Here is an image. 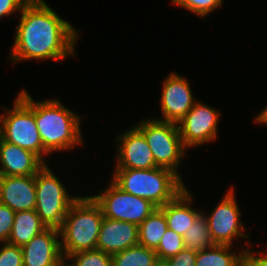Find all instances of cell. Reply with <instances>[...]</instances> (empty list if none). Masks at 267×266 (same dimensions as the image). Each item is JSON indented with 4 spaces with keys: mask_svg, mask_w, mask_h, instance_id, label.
<instances>
[{
    "mask_svg": "<svg viewBox=\"0 0 267 266\" xmlns=\"http://www.w3.org/2000/svg\"><path fill=\"white\" fill-rule=\"evenodd\" d=\"M77 33L44 0H30L21 10L11 60L67 58L74 54Z\"/></svg>",
    "mask_w": 267,
    "mask_h": 266,
    "instance_id": "obj_1",
    "label": "cell"
},
{
    "mask_svg": "<svg viewBox=\"0 0 267 266\" xmlns=\"http://www.w3.org/2000/svg\"><path fill=\"white\" fill-rule=\"evenodd\" d=\"M103 219L102 208L92 196L79 197L70 206L59 229L63 258L95 250Z\"/></svg>",
    "mask_w": 267,
    "mask_h": 266,
    "instance_id": "obj_2",
    "label": "cell"
},
{
    "mask_svg": "<svg viewBox=\"0 0 267 266\" xmlns=\"http://www.w3.org/2000/svg\"><path fill=\"white\" fill-rule=\"evenodd\" d=\"M176 173L162 167L116 169L112 181L123 191L151 201L157 207L172 201L185 185Z\"/></svg>",
    "mask_w": 267,
    "mask_h": 266,
    "instance_id": "obj_3",
    "label": "cell"
},
{
    "mask_svg": "<svg viewBox=\"0 0 267 266\" xmlns=\"http://www.w3.org/2000/svg\"><path fill=\"white\" fill-rule=\"evenodd\" d=\"M80 119L58 100L35 102L37 129L48 153L81 144Z\"/></svg>",
    "mask_w": 267,
    "mask_h": 266,
    "instance_id": "obj_4",
    "label": "cell"
},
{
    "mask_svg": "<svg viewBox=\"0 0 267 266\" xmlns=\"http://www.w3.org/2000/svg\"><path fill=\"white\" fill-rule=\"evenodd\" d=\"M7 116H0V136L4 141L35 153L43 159L49 153L44 149L35 120V102L28 92L22 90L14 107L6 109Z\"/></svg>",
    "mask_w": 267,
    "mask_h": 266,
    "instance_id": "obj_5",
    "label": "cell"
},
{
    "mask_svg": "<svg viewBox=\"0 0 267 266\" xmlns=\"http://www.w3.org/2000/svg\"><path fill=\"white\" fill-rule=\"evenodd\" d=\"M35 211L47 228L60 229L70 206L79 198L70 197L65 187L45 164L35 175Z\"/></svg>",
    "mask_w": 267,
    "mask_h": 266,
    "instance_id": "obj_6",
    "label": "cell"
},
{
    "mask_svg": "<svg viewBox=\"0 0 267 266\" xmlns=\"http://www.w3.org/2000/svg\"><path fill=\"white\" fill-rule=\"evenodd\" d=\"M136 127L145 136L156 165L172 170L180 177L177 168L186 149L183 146L178 125L154 118L141 121Z\"/></svg>",
    "mask_w": 267,
    "mask_h": 266,
    "instance_id": "obj_7",
    "label": "cell"
},
{
    "mask_svg": "<svg viewBox=\"0 0 267 266\" xmlns=\"http://www.w3.org/2000/svg\"><path fill=\"white\" fill-rule=\"evenodd\" d=\"M101 194L92 196L101 206L105 218L139 226L158 207L151 201L123 191L113 181Z\"/></svg>",
    "mask_w": 267,
    "mask_h": 266,
    "instance_id": "obj_8",
    "label": "cell"
},
{
    "mask_svg": "<svg viewBox=\"0 0 267 266\" xmlns=\"http://www.w3.org/2000/svg\"><path fill=\"white\" fill-rule=\"evenodd\" d=\"M219 114L214 108L196 101L177 124L183 146L187 149L216 139Z\"/></svg>",
    "mask_w": 267,
    "mask_h": 266,
    "instance_id": "obj_9",
    "label": "cell"
},
{
    "mask_svg": "<svg viewBox=\"0 0 267 266\" xmlns=\"http://www.w3.org/2000/svg\"><path fill=\"white\" fill-rule=\"evenodd\" d=\"M233 192V188H231L208 217L204 214L215 245L231 246L232 240L236 236L247 238L241 233V230L245 229L242 222L239 221L241 212Z\"/></svg>",
    "mask_w": 267,
    "mask_h": 266,
    "instance_id": "obj_10",
    "label": "cell"
},
{
    "mask_svg": "<svg viewBox=\"0 0 267 266\" xmlns=\"http://www.w3.org/2000/svg\"><path fill=\"white\" fill-rule=\"evenodd\" d=\"M186 78L175 73L164 81L161 95L162 121L178 124L194 106L193 94Z\"/></svg>",
    "mask_w": 267,
    "mask_h": 266,
    "instance_id": "obj_11",
    "label": "cell"
},
{
    "mask_svg": "<svg viewBox=\"0 0 267 266\" xmlns=\"http://www.w3.org/2000/svg\"><path fill=\"white\" fill-rule=\"evenodd\" d=\"M60 231L46 228L30 242L23 245V266H60L64 261L61 251Z\"/></svg>",
    "mask_w": 267,
    "mask_h": 266,
    "instance_id": "obj_12",
    "label": "cell"
},
{
    "mask_svg": "<svg viewBox=\"0 0 267 266\" xmlns=\"http://www.w3.org/2000/svg\"><path fill=\"white\" fill-rule=\"evenodd\" d=\"M120 140L116 169H151L158 167L143 133L135 126L126 131Z\"/></svg>",
    "mask_w": 267,
    "mask_h": 266,
    "instance_id": "obj_13",
    "label": "cell"
},
{
    "mask_svg": "<svg viewBox=\"0 0 267 266\" xmlns=\"http://www.w3.org/2000/svg\"><path fill=\"white\" fill-rule=\"evenodd\" d=\"M138 244L139 232L136 224L104 217L98 235L97 250L112 256Z\"/></svg>",
    "mask_w": 267,
    "mask_h": 266,
    "instance_id": "obj_14",
    "label": "cell"
},
{
    "mask_svg": "<svg viewBox=\"0 0 267 266\" xmlns=\"http://www.w3.org/2000/svg\"><path fill=\"white\" fill-rule=\"evenodd\" d=\"M36 182L32 176H0V203L14 212L35 210Z\"/></svg>",
    "mask_w": 267,
    "mask_h": 266,
    "instance_id": "obj_15",
    "label": "cell"
},
{
    "mask_svg": "<svg viewBox=\"0 0 267 266\" xmlns=\"http://www.w3.org/2000/svg\"><path fill=\"white\" fill-rule=\"evenodd\" d=\"M0 176H32L45 165L33 152L4 141L0 136Z\"/></svg>",
    "mask_w": 267,
    "mask_h": 266,
    "instance_id": "obj_16",
    "label": "cell"
},
{
    "mask_svg": "<svg viewBox=\"0 0 267 266\" xmlns=\"http://www.w3.org/2000/svg\"><path fill=\"white\" fill-rule=\"evenodd\" d=\"M191 199H193L192 195L185 188L172 201L159 207L166 217L168 229L182 237L201 214L189 207Z\"/></svg>",
    "mask_w": 267,
    "mask_h": 266,
    "instance_id": "obj_17",
    "label": "cell"
},
{
    "mask_svg": "<svg viewBox=\"0 0 267 266\" xmlns=\"http://www.w3.org/2000/svg\"><path fill=\"white\" fill-rule=\"evenodd\" d=\"M46 228L35 210L17 211L8 243L22 247Z\"/></svg>",
    "mask_w": 267,
    "mask_h": 266,
    "instance_id": "obj_18",
    "label": "cell"
},
{
    "mask_svg": "<svg viewBox=\"0 0 267 266\" xmlns=\"http://www.w3.org/2000/svg\"><path fill=\"white\" fill-rule=\"evenodd\" d=\"M168 229L163 211L158 207L139 226V245L156 249Z\"/></svg>",
    "mask_w": 267,
    "mask_h": 266,
    "instance_id": "obj_19",
    "label": "cell"
},
{
    "mask_svg": "<svg viewBox=\"0 0 267 266\" xmlns=\"http://www.w3.org/2000/svg\"><path fill=\"white\" fill-rule=\"evenodd\" d=\"M183 240L185 249L196 253L215 245L204 213L196 218L193 225L183 235Z\"/></svg>",
    "mask_w": 267,
    "mask_h": 266,
    "instance_id": "obj_20",
    "label": "cell"
},
{
    "mask_svg": "<svg viewBox=\"0 0 267 266\" xmlns=\"http://www.w3.org/2000/svg\"><path fill=\"white\" fill-rule=\"evenodd\" d=\"M158 261L154 249L139 244L112 255V266H154Z\"/></svg>",
    "mask_w": 267,
    "mask_h": 266,
    "instance_id": "obj_21",
    "label": "cell"
},
{
    "mask_svg": "<svg viewBox=\"0 0 267 266\" xmlns=\"http://www.w3.org/2000/svg\"><path fill=\"white\" fill-rule=\"evenodd\" d=\"M231 246L214 245L197 252L196 266H238L241 253L231 254Z\"/></svg>",
    "mask_w": 267,
    "mask_h": 266,
    "instance_id": "obj_22",
    "label": "cell"
},
{
    "mask_svg": "<svg viewBox=\"0 0 267 266\" xmlns=\"http://www.w3.org/2000/svg\"><path fill=\"white\" fill-rule=\"evenodd\" d=\"M183 249H185L183 237L173 230L167 229L155 252L159 261H165Z\"/></svg>",
    "mask_w": 267,
    "mask_h": 266,
    "instance_id": "obj_23",
    "label": "cell"
},
{
    "mask_svg": "<svg viewBox=\"0 0 267 266\" xmlns=\"http://www.w3.org/2000/svg\"><path fill=\"white\" fill-rule=\"evenodd\" d=\"M68 259H74L68 266H112V256L97 249L74 253Z\"/></svg>",
    "mask_w": 267,
    "mask_h": 266,
    "instance_id": "obj_24",
    "label": "cell"
},
{
    "mask_svg": "<svg viewBox=\"0 0 267 266\" xmlns=\"http://www.w3.org/2000/svg\"><path fill=\"white\" fill-rule=\"evenodd\" d=\"M172 3L205 18L207 14L222 5V0H172Z\"/></svg>",
    "mask_w": 267,
    "mask_h": 266,
    "instance_id": "obj_25",
    "label": "cell"
},
{
    "mask_svg": "<svg viewBox=\"0 0 267 266\" xmlns=\"http://www.w3.org/2000/svg\"><path fill=\"white\" fill-rule=\"evenodd\" d=\"M0 266H23L22 248L4 242L0 249Z\"/></svg>",
    "mask_w": 267,
    "mask_h": 266,
    "instance_id": "obj_26",
    "label": "cell"
},
{
    "mask_svg": "<svg viewBox=\"0 0 267 266\" xmlns=\"http://www.w3.org/2000/svg\"><path fill=\"white\" fill-rule=\"evenodd\" d=\"M15 212L0 203V243L8 242L14 223Z\"/></svg>",
    "mask_w": 267,
    "mask_h": 266,
    "instance_id": "obj_27",
    "label": "cell"
},
{
    "mask_svg": "<svg viewBox=\"0 0 267 266\" xmlns=\"http://www.w3.org/2000/svg\"><path fill=\"white\" fill-rule=\"evenodd\" d=\"M197 253L183 249L177 255L165 260L167 266H196Z\"/></svg>",
    "mask_w": 267,
    "mask_h": 266,
    "instance_id": "obj_28",
    "label": "cell"
},
{
    "mask_svg": "<svg viewBox=\"0 0 267 266\" xmlns=\"http://www.w3.org/2000/svg\"><path fill=\"white\" fill-rule=\"evenodd\" d=\"M254 255L247 249L243 250L238 266H267V257Z\"/></svg>",
    "mask_w": 267,
    "mask_h": 266,
    "instance_id": "obj_29",
    "label": "cell"
},
{
    "mask_svg": "<svg viewBox=\"0 0 267 266\" xmlns=\"http://www.w3.org/2000/svg\"><path fill=\"white\" fill-rule=\"evenodd\" d=\"M30 0H0V18L21 11Z\"/></svg>",
    "mask_w": 267,
    "mask_h": 266,
    "instance_id": "obj_30",
    "label": "cell"
},
{
    "mask_svg": "<svg viewBox=\"0 0 267 266\" xmlns=\"http://www.w3.org/2000/svg\"><path fill=\"white\" fill-rule=\"evenodd\" d=\"M256 122L261 124H267V107L264 110H262V112L259 115H257Z\"/></svg>",
    "mask_w": 267,
    "mask_h": 266,
    "instance_id": "obj_31",
    "label": "cell"
},
{
    "mask_svg": "<svg viewBox=\"0 0 267 266\" xmlns=\"http://www.w3.org/2000/svg\"><path fill=\"white\" fill-rule=\"evenodd\" d=\"M154 266H167L165 261H158Z\"/></svg>",
    "mask_w": 267,
    "mask_h": 266,
    "instance_id": "obj_32",
    "label": "cell"
},
{
    "mask_svg": "<svg viewBox=\"0 0 267 266\" xmlns=\"http://www.w3.org/2000/svg\"><path fill=\"white\" fill-rule=\"evenodd\" d=\"M60 266H68V264L64 261Z\"/></svg>",
    "mask_w": 267,
    "mask_h": 266,
    "instance_id": "obj_33",
    "label": "cell"
}]
</instances>
